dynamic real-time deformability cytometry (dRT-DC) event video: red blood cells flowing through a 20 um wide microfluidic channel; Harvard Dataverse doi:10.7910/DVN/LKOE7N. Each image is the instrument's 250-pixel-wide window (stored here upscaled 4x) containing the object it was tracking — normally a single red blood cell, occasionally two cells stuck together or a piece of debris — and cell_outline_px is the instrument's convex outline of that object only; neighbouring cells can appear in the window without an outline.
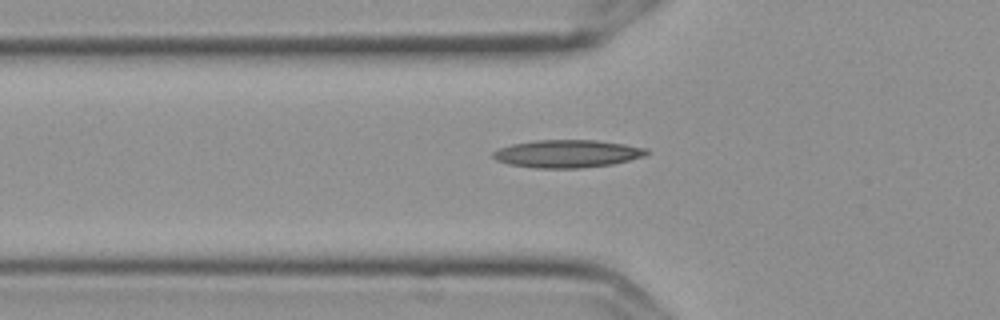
{"species": "Egyptian fruit bat (a non-hibernating species)", "species_latin": "Rousettus aegyptiacus", "temperature_condition": "cold", "stored_images_in_passage": 42, "camera_frame_rate_fps": 3000, "um_per_image_px": 0.085, "frame": {"image": 1, "passage_image": 4, "time_ms": 1.0, "image_size_px": [1000, 320], "cell_outline_px": [[648, 152], [644, 156], [612, 164], [580, 168], [536, 168], [508, 164], [496, 160], [492, 156], [492, 152], [500, 148], [512, 144], [536, 140], [596, 140], [624, 144], [648, 148]], "centroid_in_image_um": [48.2, 13.06], "position_along_channel_um": 77.6, "area_um2": 24.74}}
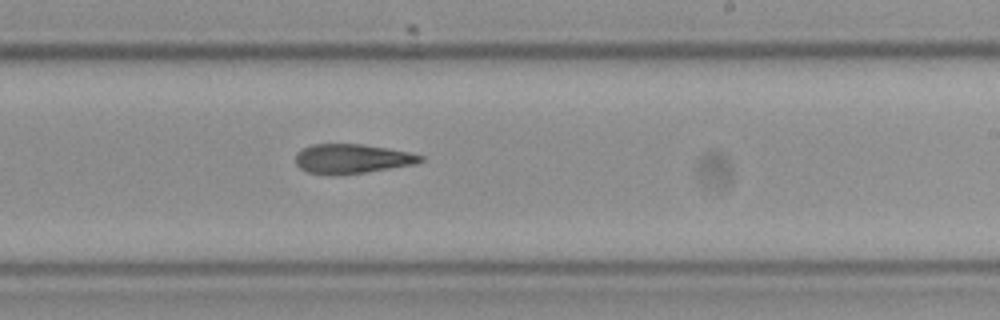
{"frame": {"image": 2, "passage_image": 19, "time_ms": 6.0, "image_size_px": [1000, 320], "cell_outline_px": [[424, 160], [412, 164], [364, 172], [332, 176], [308, 172], [300, 168], [296, 164], [296, 152], [312, 144], [360, 144], [408, 152], [424, 156]], "centroid_in_image_um": [29.85, 13.5], "position_along_channel_um": 259.1, "area_um2": 21.15}}
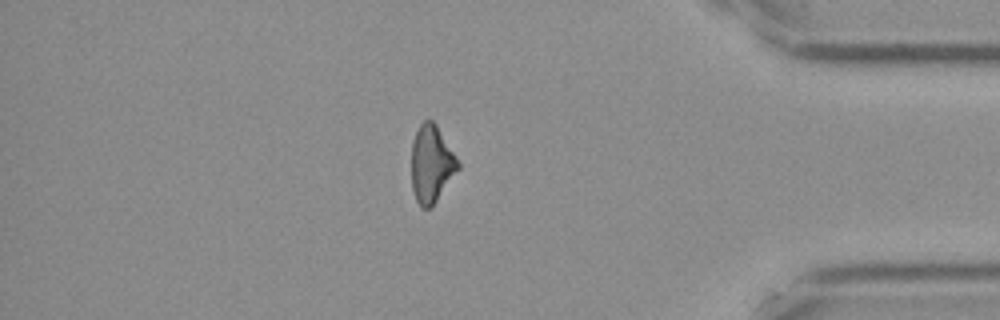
{"frame": {"image": 3, "passage_image": 33, "time_ms": 10.667, "image_size_px": [1000, 320], "cell_outline_px": [[460, 168], [432, 208], [420, 208], [416, 200], [412, 188], [412, 144], [416, 132], [420, 124], [424, 120], [432, 120], [436, 124], [456, 156], [460, 164]], "centroid_in_image_um": [36.68, 13.97], "position_along_channel_um": 398.5, "area_um2": 21.04}}